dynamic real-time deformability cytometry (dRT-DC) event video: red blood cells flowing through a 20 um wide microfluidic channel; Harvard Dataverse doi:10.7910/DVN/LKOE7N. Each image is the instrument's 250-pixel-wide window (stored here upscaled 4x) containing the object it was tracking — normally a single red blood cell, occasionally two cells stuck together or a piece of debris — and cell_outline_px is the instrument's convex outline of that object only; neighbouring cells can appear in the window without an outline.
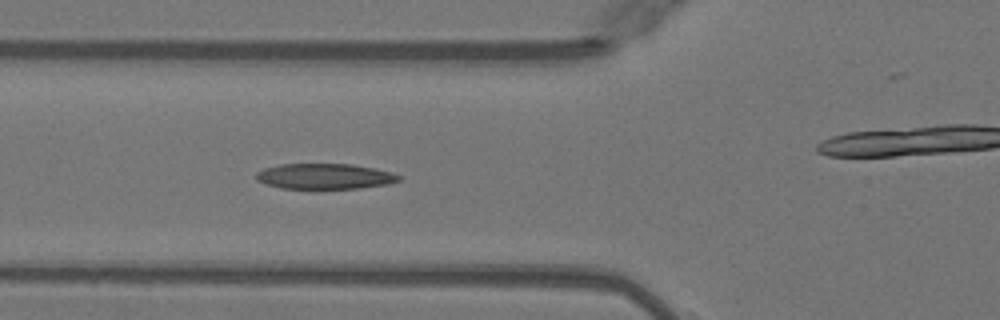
{"species": "Egyptian fruit bat (a non-hibernating species)", "species_latin": "Rousettus aegyptiacus", "temperature_condition": "warm", "stored_images_in_passage": 20, "camera_frame_rate_fps": 3000, "um_per_image_px": 0.085, "animal": {"sex": "female"}, "frame": {"image": 1, "passage_image": 19, "time_ms": 6.0, "image_size_px": [1000, 320], "cell_outline_px": [[400, 180], [388, 184], [360, 188], [280, 188], [264, 184], [256, 180], [256, 172], [264, 168], [280, 164], [352, 164], [376, 168], [392, 172], [400, 176]], "centroid_in_image_um": [27.59, 14.98], "position_along_channel_um": 98.2, "area_um2": 21.27}}